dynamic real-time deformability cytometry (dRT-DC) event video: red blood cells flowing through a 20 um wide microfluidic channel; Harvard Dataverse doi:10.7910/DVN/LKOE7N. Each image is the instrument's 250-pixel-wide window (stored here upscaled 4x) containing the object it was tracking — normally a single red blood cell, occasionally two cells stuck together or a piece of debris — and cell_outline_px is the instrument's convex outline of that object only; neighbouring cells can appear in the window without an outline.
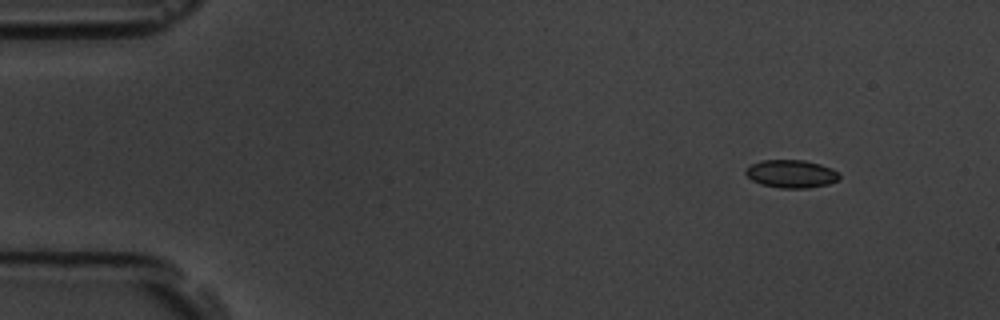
{"species": "common noctule bat (a hibernating species)", "species_latin": "Nyctalus noctula", "temperature_condition": "room temperature", "stored_images_in_passage": 5, "segment_of_instrument_passage": [1, 2], "camera_frame_rate_fps": 3000, "um_per_image_px": 0.085, "animal": {"sex": "male", "body_mass_g": 19.5, "forearm_length_mm": 54.6}, "frame": {"image": 1, "passage_image": 1, "time_ms": 0.0, "image_size_px": [1000, 320], "cell_outline_px": [[840, 180], [828, 184], [808, 188], [780, 188], [760, 184], [752, 180], [744, 172], [744, 168], [760, 160], [804, 160], [820, 164], [832, 168], [840, 172]], "centroid_in_image_um": [67.27, 14.77], "position_along_channel_um": 17.7, "area_um2": 15.49}}